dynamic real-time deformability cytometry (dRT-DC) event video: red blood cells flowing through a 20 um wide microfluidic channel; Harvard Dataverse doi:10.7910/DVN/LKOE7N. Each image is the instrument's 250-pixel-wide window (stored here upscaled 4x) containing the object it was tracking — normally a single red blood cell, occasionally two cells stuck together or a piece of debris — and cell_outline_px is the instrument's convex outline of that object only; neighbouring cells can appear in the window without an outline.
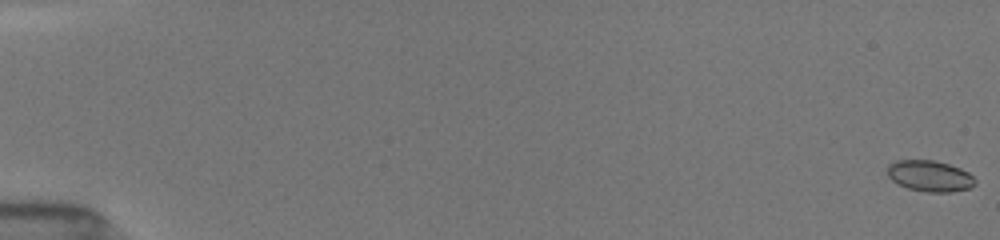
{"species": "common noctule bat (a hibernating species)", "species_latin": "Nyctalus noctula", "temperature_condition": "room temperature", "stored_images_in_passage": 40, "camera_frame_rate_fps": 3000, "um_per_image_px": 0.085, "animal": {"sex": "female", "body_mass_g": 19.5, "forearm_length_mm": 54.1}, "frame": {"image": 1, "passage_image": 1, "time_ms": 0.0, "image_size_px": [1000, 240], "cell_outline_px": [[976, 184], [972, 188], [952, 192], [924, 192], [908, 188], [892, 180], [888, 176], [888, 164], [896, 160], [932, 160], [948, 164], [960, 168], [968, 172], [976, 180]], "centroid_in_image_um": [79.06, 14.97], "position_along_channel_um": 5.9, "area_um2": 15.95}}
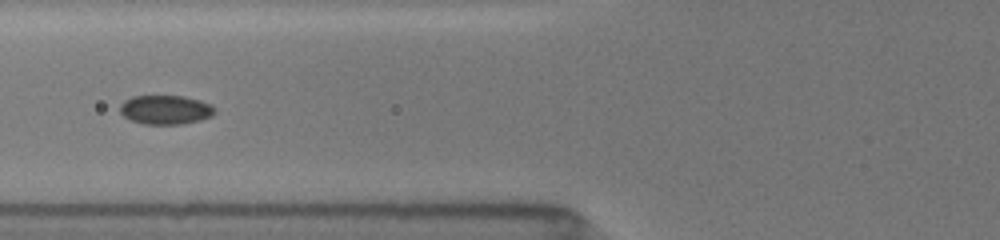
{"frame": {"image": 2, "passage_image": 16, "time_ms": 7.333, "image_size_px": [1000, 240], "cell_outline_px": [[216, 112], [212, 116], [200, 120], [180, 124], [144, 124], [132, 120], [124, 116], [120, 112], [120, 104], [124, 100], [132, 96], [184, 96], [200, 100], [212, 104], [216, 108]], "centroid_in_image_um": [14.1, 9.32], "position_along_channel_um": 111.7, "area_um2": 16.18}}
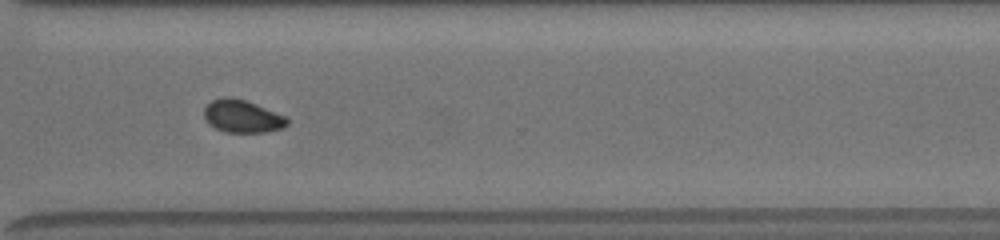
{"frame": {"image": 3, "passage_image": 39, "time_ms": 13.333, "image_size_px": [1000, 240], "cell_outline_px": [[288, 124], [284, 128], [264, 132], [224, 132], [208, 124], [204, 116], [204, 108], [212, 100], [224, 96], [232, 96], [256, 104], [288, 116]], "centroid_in_image_um": [20.61, 9.88], "position_along_channel_um": 350.0, "area_um2": 16.01}}